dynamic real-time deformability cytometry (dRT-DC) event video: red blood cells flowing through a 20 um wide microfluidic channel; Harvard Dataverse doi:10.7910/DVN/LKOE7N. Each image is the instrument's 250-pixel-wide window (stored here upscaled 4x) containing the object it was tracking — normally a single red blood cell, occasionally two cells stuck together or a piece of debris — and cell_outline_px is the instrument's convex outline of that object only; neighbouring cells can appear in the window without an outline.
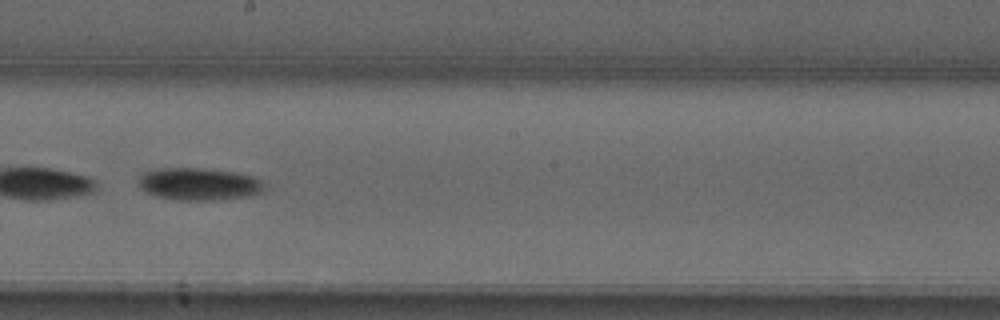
{"species": "common noctule bat (a hibernating species)", "species_latin": "Nyctalus noctula", "temperature_condition": "warm", "stored_images_in_passage": 41, "camera_frame_rate_fps": 3000, "um_per_image_px": 0.085, "animal": {"sex": "male", "forearm_length_mm": 52.5}, "frame": {"image": 1, "passage_image": 18, "time_ms": 5.667, "image_size_px": [1000, 320], "cell_outline_px": [[264, 192], [252, 196], [216, 200], [180, 200], [156, 196], [140, 188], [140, 176], [144, 172], [160, 168], [200, 168], [232, 172], [252, 176], [260, 180], [264, 184]], "centroid_in_image_um": [16.95, 15.65], "position_along_channel_um": 231.3, "area_um2": 23.64}, "authors_computed_cell_mechanics": {"area_um2": 22.8888, "velocity_mm_per_s": 3.6996, "shape_relaxation_time_tau1_ms": 10.6214, "shape_relaxation_time_tau2_ms": null, "deformation_change_tau1": 0.2126, "deformation_change_tau2": null}}